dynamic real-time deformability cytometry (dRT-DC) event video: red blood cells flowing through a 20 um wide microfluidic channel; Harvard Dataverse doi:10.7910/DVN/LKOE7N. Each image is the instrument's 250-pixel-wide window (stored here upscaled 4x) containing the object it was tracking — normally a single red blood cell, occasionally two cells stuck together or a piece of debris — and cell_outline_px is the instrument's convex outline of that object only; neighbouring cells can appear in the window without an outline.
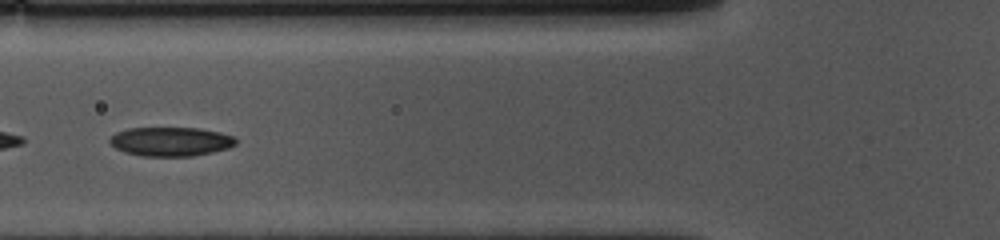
{"species": "common noctule bat (a hibernating species)", "species_latin": "Nyctalus noctula", "temperature_condition": "cold", "stored_images_in_passage": 52, "camera_frame_rate_fps": 3000, "um_per_image_px": 0.085, "animal": {"sex": "female", "body_mass_g": 10.0, "forearm_length_mm": 53.1}, "frame": {"image": 1, "passage_image": 19, "time_ms": 6.0, "image_size_px": [1000, 240], "cell_outline_px": [[236, 144], [228, 148], [212, 152], [192, 156], [140, 156], [124, 152], [116, 148], [108, 140], [116, 132], [128, 128], [200, 128], [220, 132], [236, 136]], "centroid_in_image_um": [14.53, 12.03], "position_along_channel_um": 111.3, "area_um2": 21.44}}
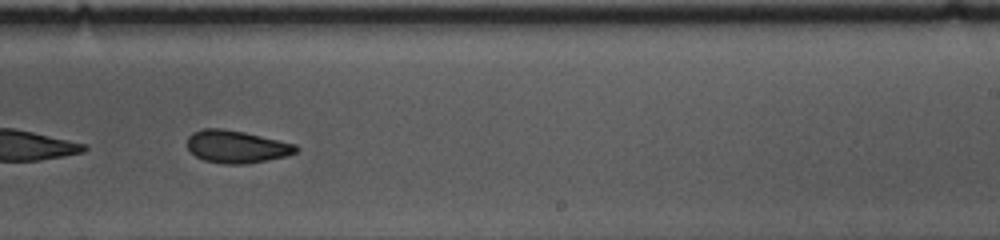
{"frame": {"image": 2, "passage_image": 32, "time_ms": 10.333, "image_size_px": [1000, 240], "cell_outline_px": [[300, 148], [296, 152], [288, 156], [248, 164], [224, 164], [204, 160], [196, 156], [188, 148], [188, 136], [192, 132], [204, 128], [220, 128], [244, 132], [296, 144]], "centroid_in_image_um": [20.13, 12.47], "position_along_channel_um": 268.9, "area_um2": 20.69}}
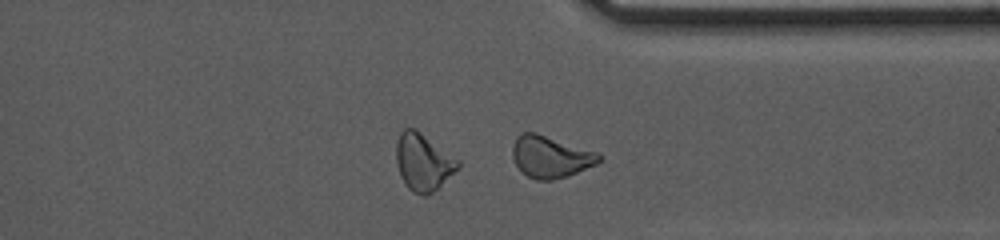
{"frame": {"image": 3, "passage_image": 40, "time_ms": 13.0, "image_size_px": [1000, 240], "cell_outline_px": [[600, 160], [596, 164], [568, 176], [552, 180], [536, 180], [528, 176], [516, 164], [512, 156], [512, 148], [516, 136], [520, 132], [536, 132], [596, 152], [600, 156]], "centroid_in_image_um": [46.76, 13.31], "position_along_channel_um": 364.6, "area_um2": 20.87}, "authors_computed_cell_mechanics": {"area_um2": 21.675, "velocity_mm_per_s": 3.6376, "shape_relaxation_time_tau1_ms": 9.2048, "shape_relaxation_time_tau2_ms": 4.9593, "deformation_change_tau1": 0.1715, "deformation_change_tau2": 0.115}}